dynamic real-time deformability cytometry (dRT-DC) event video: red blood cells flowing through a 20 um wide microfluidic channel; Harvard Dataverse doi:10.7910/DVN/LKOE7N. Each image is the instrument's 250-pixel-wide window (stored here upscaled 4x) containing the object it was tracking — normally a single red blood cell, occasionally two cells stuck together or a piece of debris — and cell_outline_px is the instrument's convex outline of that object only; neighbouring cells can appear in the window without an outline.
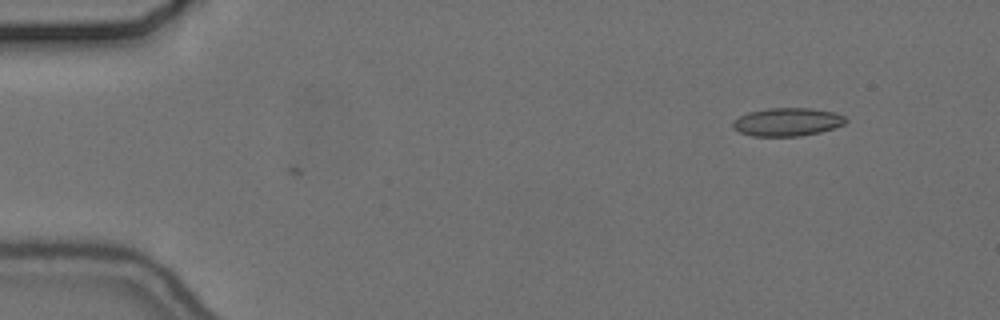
{"species": "common noctule bat (a hibernating species)", "species_latin": "Nyctalus noctula", "temperature_condition": "cold", "stored_images_in_passage": 2, "camera_frame_rate_fps": 3000, "um_per_image_px": 0.085, "animal": {"sex": "female", "body_mass_g": 24.6, "forearm_length_mm": 56.2}, "frame": {"image": 1, "passage_image": 2, "time_ms": 0.333, "image_size_px": [1000, 320], "cell_outline_px": [[848, 120], [844, 124], [820, 132], [800, 136], [752, 136], [740, 132], [732, 128], [732, 120], [748, 112], [768, 108], [812, 108], [832, 112], [844, 116]], "centroid_in_image_um": [66.89, 10.36], "position_along_channel_um": 18.1, "area_um2": 18.55}}